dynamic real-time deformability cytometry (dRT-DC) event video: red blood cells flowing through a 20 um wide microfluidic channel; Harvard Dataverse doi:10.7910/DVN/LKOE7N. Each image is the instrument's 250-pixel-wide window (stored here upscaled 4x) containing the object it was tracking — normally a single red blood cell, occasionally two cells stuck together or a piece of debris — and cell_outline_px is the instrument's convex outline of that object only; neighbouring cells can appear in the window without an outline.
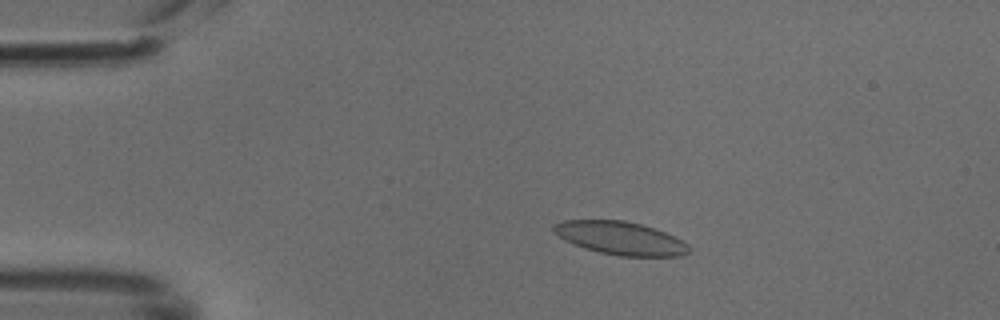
{"species": "common noctule bat (a hibernating species)", "species_latin": "Nyctalus noctula", "temperature_condition": "cold", "stored_images_in_passage": 50, "camera_frame_rate_fps": 3000, "um_per_image_px": 0.085, "animal": {"sex": "male", "body_mass_g": 18.8}, "frame": {"image": 1, "passage_image": 10, "time_ms": 3.0, "image_size_px": [1000, 320], "cell_outline_px": [[688, 252], [684, 256], [620, 256], [600, 252], [564, 240], [552, 232], [552, 224], [564, 220], [624, 220], [640, 224], [664, 232], [688, 244]], "centroid_in_image_um": [52.69, 20.23], "position_along_channel_um": 32.3, "area_um2": 25.78}}
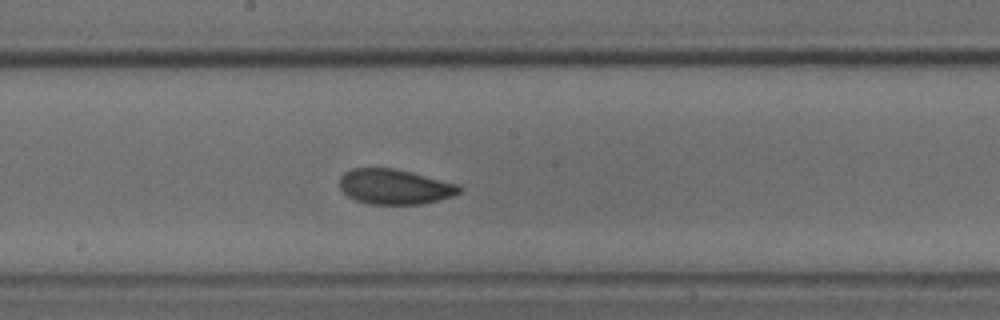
{"frame": {"image": 2, "passage_image": 27, "time_ms": 8.667, "image_size_px": [1000, 320], "cell_outline_px": [[464, 188], [460, 192], [452, 196], [420, 204], [368, 204], [356, 200], [348, 196], [340, 188], [340, 176], [344, 172], [352, 168], [396, 168], [460, 184]], "centroid_in_image_um": [33.56, 15.86], "position_along_channel_um": 214.6, "area_um2": 24.62}}
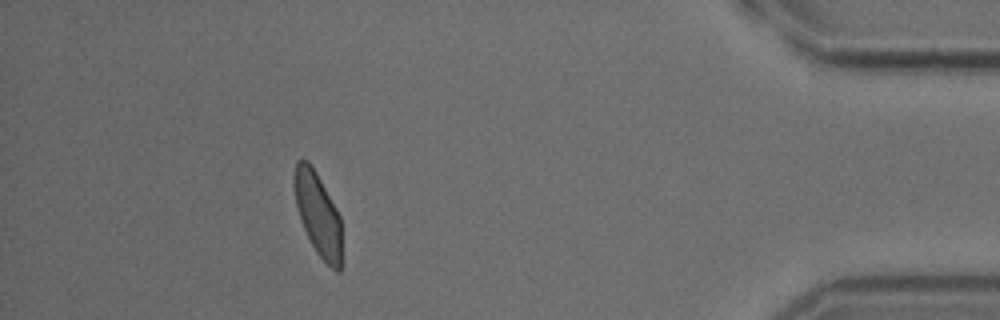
{"frame": {"image": 3, "passage_image": 45, "time_ms": 14.667, "image_size_px": [1000, 320], "cell_outline_px": [[340, 272], [336, 272], [316, 252], [300, 220], [296, 204], [292, 184], [292, 180], [296, 160], [308, 160], [316, 172], [336, 208], [340, 216]], "centroid_in_image_um": [26.98, 18.14], "position_along_channel_um": 408.2, "area_um2": 22.77}}